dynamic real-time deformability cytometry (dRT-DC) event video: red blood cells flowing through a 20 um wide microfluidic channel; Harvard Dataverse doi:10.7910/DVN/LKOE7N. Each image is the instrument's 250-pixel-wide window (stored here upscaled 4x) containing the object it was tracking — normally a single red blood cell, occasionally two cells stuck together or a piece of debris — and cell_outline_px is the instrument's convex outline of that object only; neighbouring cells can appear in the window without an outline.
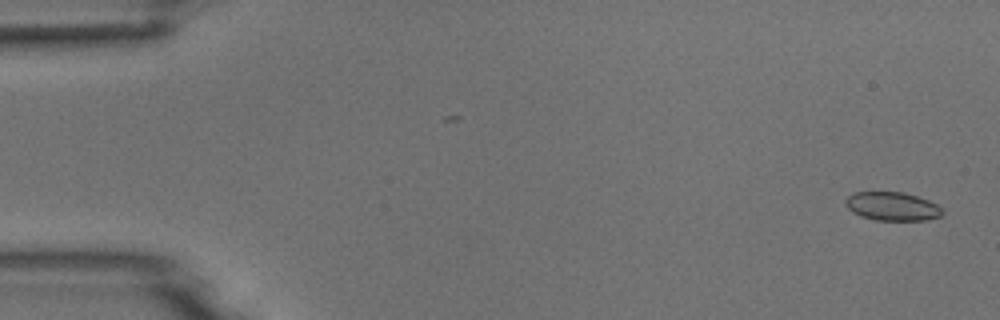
{"species": "common noctule bat (a hibernating species)", "species_latin": "Nyctalus noctula", "temperature_condition": "room temperature", "stored_images_in_passage": 5, "camera_frame_rate_fps": 3000, "um_per_image_px": 0.085, "animal": {"sex": "male", "body_mass_g": 18.8}, "frame": {"image": 1, "passage_image": 1, "time_ms": 0.0, "image_size_px": [1000, 320], "cell_outline_px": [[944, 212], [940, 216], [924, 220], [876, 220], [860, 216], [852, 212], [844, 204], [844, 200], [852, 192], [904, 192], [928, 200], [936, 204]], "centroid_in_image_um": [75.79, 17.53], "position_along_channel_um": 9.2, "area_um2": 16.13}}
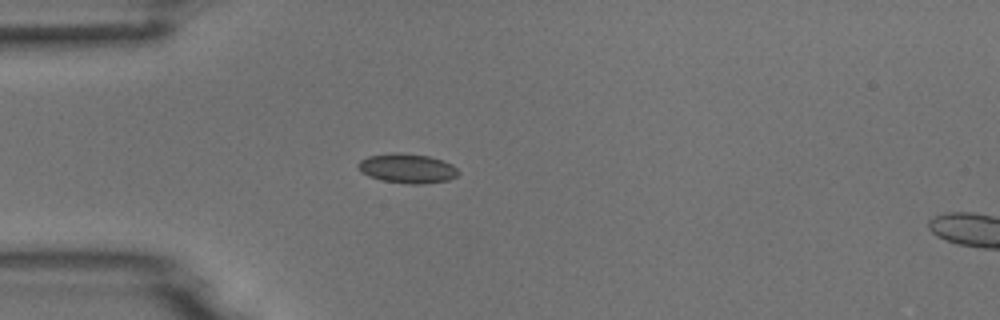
{"frame": {"image": 2, "passage_image": 4, "time_ms": 4.333, "image_size_px": [1000, 320], "cell_outline_px": [[460, 172], [456, 176], [448, 180], [424, 184], [408, 184], [384, 180], [368, 176], [360, 172], [356, 164], [360, 160], [368, 156], [396, 152], [400, 152], [428, 156], [444, 160], [452, 164]], "centroid_in_image_um": [34.61, 14.31], "position_along_channel_um": 50.4, "area_um2": 17.34}}